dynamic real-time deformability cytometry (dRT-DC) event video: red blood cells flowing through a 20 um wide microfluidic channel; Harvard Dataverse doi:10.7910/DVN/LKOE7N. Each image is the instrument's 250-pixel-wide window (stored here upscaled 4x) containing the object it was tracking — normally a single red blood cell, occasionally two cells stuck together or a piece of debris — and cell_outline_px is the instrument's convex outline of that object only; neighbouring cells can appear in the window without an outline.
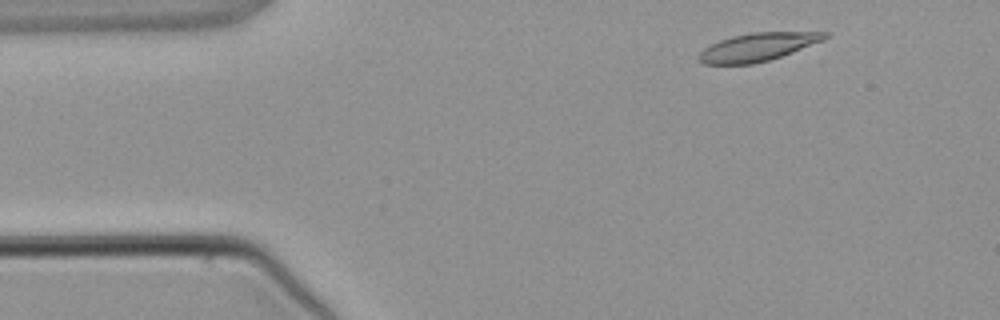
{"species": "common noctule bat (a hibernating species)", "species_latin": "Nyctalus noctula", "temperature_condition": "warm", "stored_images_in_passage": 2, "camera_frame_rate_fps": 3000, "um_per_image_px": 0.085, "animal": {"sex": "male", "body_mass_g": 21.5, "forearm_length_mm": 52.0}, "frame": {"image": 1, "passage_image": 1, "time_ms": 0.0, "image_size_px": [1000, 320], "cell_outline_px": [[828, 36], [824, 40], [792, 52], [768, 60], [752, 64], [704, 64], [696, 56], [704, 48], [720, 40], [732, 36], [752, 32], [828, 32]], "centroid_in_image_um": [64.39, 3.99], "position_along_channel_um": 20.6, "area_um2": 20.4}}